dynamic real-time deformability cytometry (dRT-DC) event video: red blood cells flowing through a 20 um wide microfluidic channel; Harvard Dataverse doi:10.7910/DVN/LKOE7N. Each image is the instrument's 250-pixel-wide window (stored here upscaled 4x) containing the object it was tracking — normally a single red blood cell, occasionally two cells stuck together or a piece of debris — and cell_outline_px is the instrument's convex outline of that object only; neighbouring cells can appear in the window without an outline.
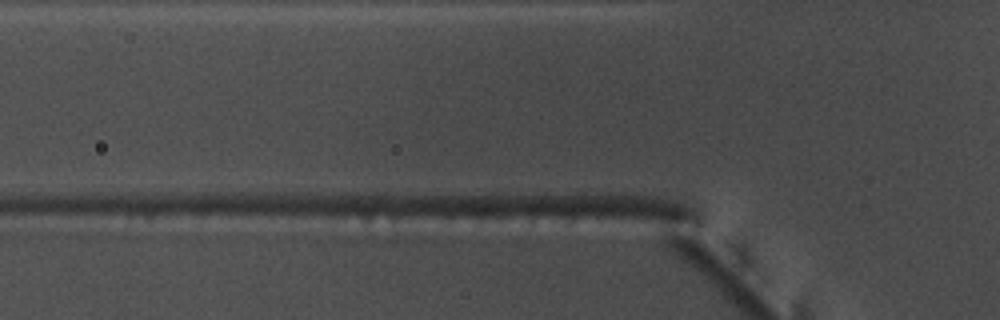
{"species": "common noctule bat (a hibernating species)", "species_latin": "Nyctalus noctula", "temperature_condition": "warm", "stored_images_in_passage": 3, "camera_frame_rate_fps": 3000, "um_per_image_px": 0.085, "animal": {"sex": "male", "body_mass_g": 17.5, "forearm_length_mm": 52.3}, "frame": {"image": 1, "passage_image": 2, "time_ms": 0.333, "image_size_px": [1000, 320], "cell_outline_px": [[724, 272], [720, 272], [632, 236], [636, 232], [684, 232], [700, 240], [720, 260], [724, 268]], "centroid_in_image_um": [58.07, 21.02], "position_along_channel_um": 67.7, "area_um2": 11.1}}